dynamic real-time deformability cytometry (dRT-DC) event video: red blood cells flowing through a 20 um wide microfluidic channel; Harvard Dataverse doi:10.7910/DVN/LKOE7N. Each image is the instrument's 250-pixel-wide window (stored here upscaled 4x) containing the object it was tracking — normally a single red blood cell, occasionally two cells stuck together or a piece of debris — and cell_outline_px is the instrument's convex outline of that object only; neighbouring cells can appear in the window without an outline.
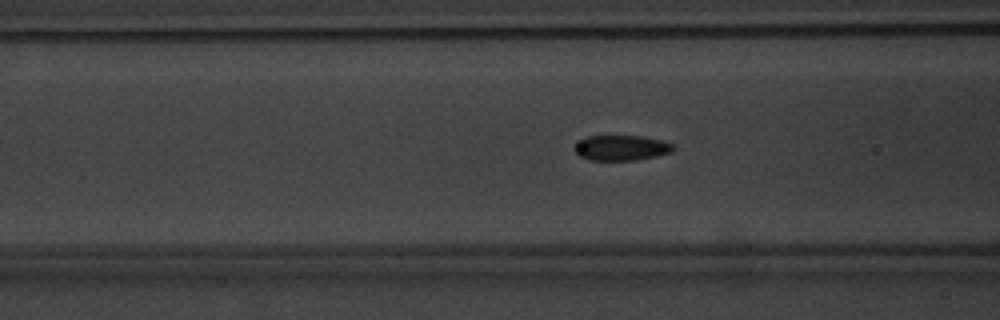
{"species": "common noctule bat (a hibernating species)", "species_latin": "Nyctalus noctula", "temperature_condition": "warm", "stored_images_in_passage": 54, "camera_frame_rate_fps": 3000, "um_per_image_px": 0.085, "animal": {"sex": "male", "body_mass_g": 20.1, "forearm_length_mm": 53.5}, "frame": {"image": 1, "passage_image": 22, "time_ms": 7.0, "image_size_px": [1000, 320], "cell_outline_px": [[672, 152], [656, 156], [636, 160], [592, 160], [580, 156], [576, 152], [576, 148], [580, 140], [584, 136], [640, 136], [660, 140], [672, 144]], "centroid_in_image_um": [52.81, 12.56], "position_along_channel_um": 113.8, "area_um2": 14.22}}
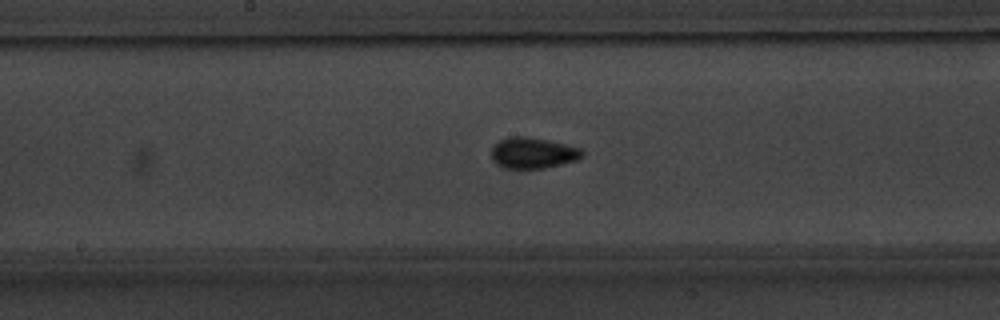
{"frame": {"image": 2, "passage_image": 29, "time_ms": 9.333, "image_size_px": [1000, 320], "cell_outline_px": [[584, 156], [576, 160], [544, 168], [504, 168], [496, 164], [492, 160], [492, 148], [500, 140], [508, 136], [528, 136], [548, 140], [580, 148], [584, 152]], "centroid_in_image_um": [45.29, 12.99], "position_along_channel_um": 202.9, "area_um2": 16.36}}
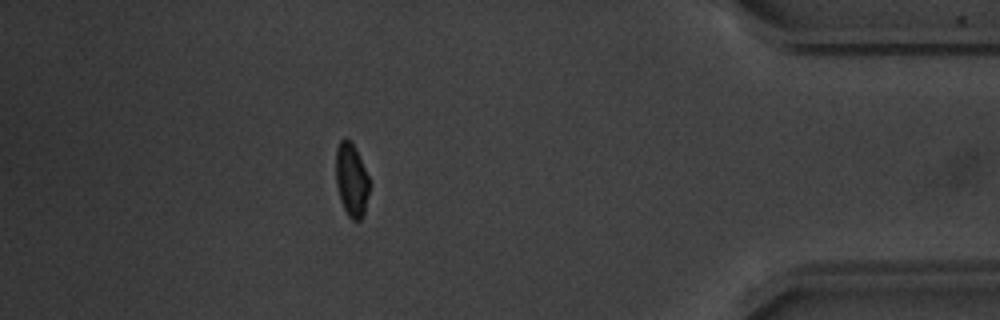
{"frame": {"image": 3, "passage_image": 48, "time_ms": 15.667, "image_size_px": [1000, 320], "cell_outline_px": [[368, 192], [364, 212], [360, 220], [352, 220], [348, 216], [340, 200], [336, 184], [336, 148], [340, 140], [344, 136], [356, 148], [368, 176]], "centroid_in_image_um": [29.85, 15.27], "position_along_channel_um": 405.4, "area_um2": 14.16}, "authors_computed_cell_mechanics": {"area_um2": 14.5656, "velocity_mm_per_s": 3.8046, "shape_relaxation_time_tau1_ms": 2.7611, "shape_relaxation_time_tau2_ms": 0.4196, "deformation_change_tau1": 0.0937, "deformation_change_tau2": 0.0359}}